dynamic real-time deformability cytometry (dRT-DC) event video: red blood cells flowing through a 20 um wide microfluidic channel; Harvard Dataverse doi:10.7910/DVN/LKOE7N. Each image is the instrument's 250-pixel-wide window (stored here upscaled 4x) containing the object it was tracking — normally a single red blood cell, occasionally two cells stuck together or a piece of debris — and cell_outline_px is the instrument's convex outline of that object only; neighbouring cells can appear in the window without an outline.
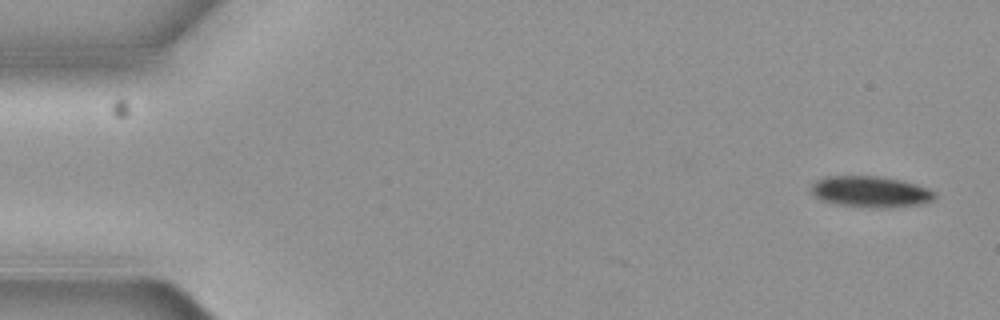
{"species": "common noctule bat (a hibernating species)", "species_latin": "Nyctalus noctula", "temperature_condition": "cold", "stored_images_in_passage": 2, "camera_frame_rate_fps": 3000, "um_per_image_px": 0.085, "animal": {"sex": "female", "body_mass_g": 19.3, "forearm_length_mm": 54.1}, "frame": {"image": 1, "passage_image": 2, "time_ms": 0.333, "image_size_px": [1000, 320], "cell_outline_px": [[936, 196], [932, 200], [920, 204], [896, 208], [868, 208], [832, 204], [820, 200], [812, 192], [812, 184], [816, 180], [828, 176], [880, 176], [900, 180], [916, 184], [936, 192]], "centroid_in_image_um": [74.0, 16.32], "position_along_channel_um": 11.0, "area_um2": 22.72}}